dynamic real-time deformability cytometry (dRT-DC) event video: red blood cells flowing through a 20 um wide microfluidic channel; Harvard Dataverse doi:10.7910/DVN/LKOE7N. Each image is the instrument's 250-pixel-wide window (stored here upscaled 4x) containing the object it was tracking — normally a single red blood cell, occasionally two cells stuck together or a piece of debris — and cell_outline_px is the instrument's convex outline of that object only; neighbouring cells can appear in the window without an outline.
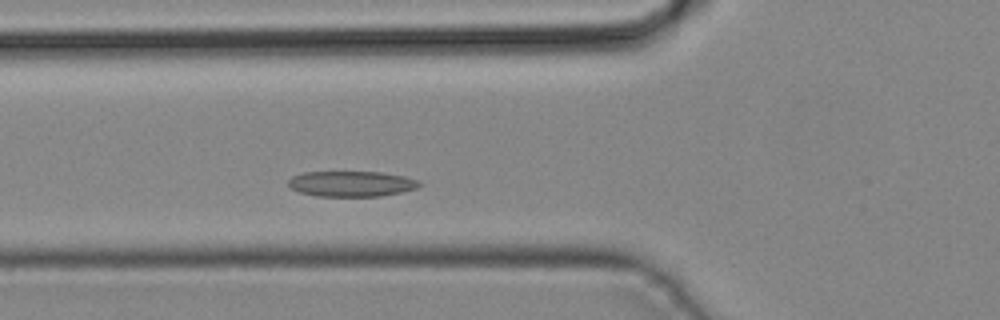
{"species": "common noctule bat (a hibernating species)", "species_latin": "Nyctalus noctula", "temperature_condition": "cold", "stored_images_in_passage": 26, "camera_frame_rate_fps": 3000, "um_per_image_px": 0.085, "animal": {"sex": "male", "body_mass_g": 19.2, "forearm_length_mm": 51.8}, "frame": {"image": 1, "passage_image": 4, "time_ms": 1.0, "image_size_px": [1000, 320], "cell_outline_px": [[424, 184], [416, 188], [400, 192], [380, 196], [316, 196], [300, 192], [292, 188], [288, 184], [288, 180], [292, 176], [304, 172], [380, 172], [404, 176], [416, 180]], "centroid_in_image_um": [29.86, 15.62], "position_along_channel_um": 95.9, "area_um2": 19.36}}
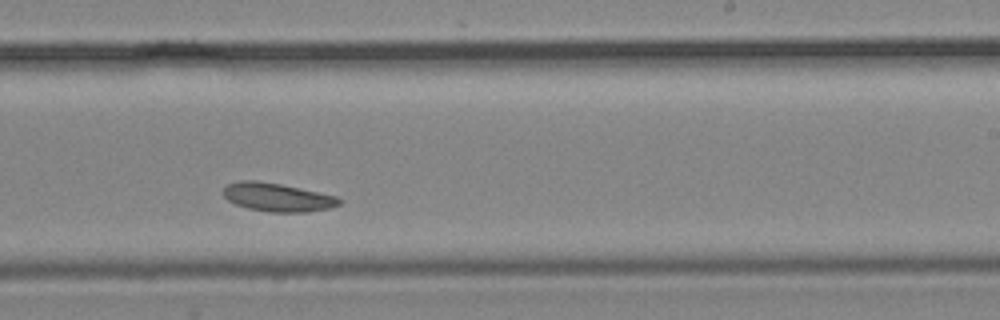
{"frame": {"image": 2, "passage_image": 15, "time_ms": 4.667, "image_size_px": [1000, 320], "cell_outline_px": [[344, 200], [340, 204], [328, 208], [308, 212], [268, 212], [248, 208], [236, 204], [228, 200], [220, 192], [228, 184], [236, 180], [256, 180], [280, 184], [336, 196]], "centroid_in_image_um": [23.55, 16.76], "position_along_channel_um": 265.5, "area_um2": 19.25}}
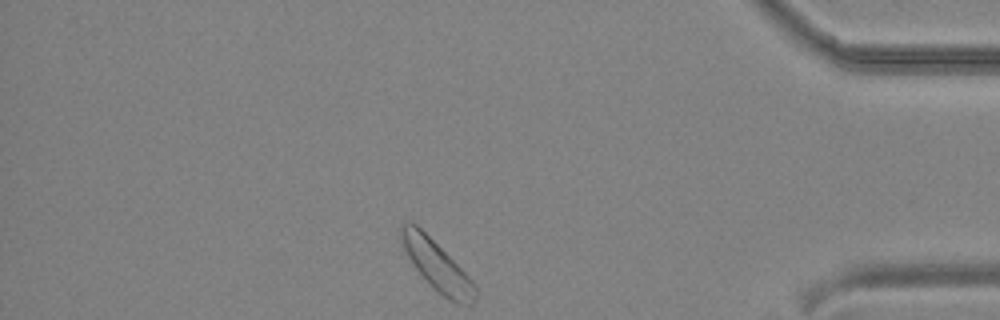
{"frame": {"image": 3, "passage_image": 26, "time_ms": 8.333, "image_size_px": [1000, 320], "cell_outline_px": [[476, 300], [472, 304], [456, 304], [448, 300], [432, 288], [412, 264], [400, 244], [400, 224], [408, 220], [416, 224], [472, 280], [476, 288]], "centroid_in_image_um": [37.09, 22.59], "position_along_channel_um": 398.1, "area_um2": 21.39}}